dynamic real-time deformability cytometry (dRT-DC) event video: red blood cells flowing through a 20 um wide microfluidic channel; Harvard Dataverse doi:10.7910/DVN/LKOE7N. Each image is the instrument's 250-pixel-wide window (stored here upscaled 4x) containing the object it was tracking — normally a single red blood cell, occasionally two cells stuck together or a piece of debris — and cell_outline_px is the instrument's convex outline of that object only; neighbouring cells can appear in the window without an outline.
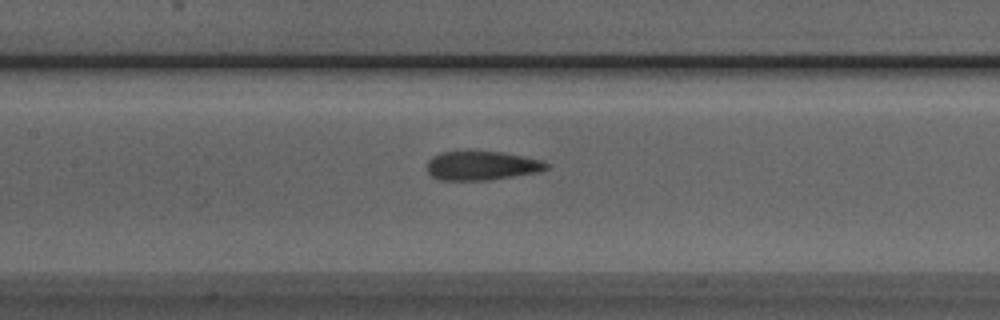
{"species": "Egyptian fruit bat (a non-hibernating species)", "species_latin": "Rousettus aegyptiacus", "temperature_condition": "room temperature", "stored_images_in_passage": 36, "camera_frame_rate_fps": 3000, "um_per_image_px": 0.085, "animal": {"sex": "male"}, "frame": {"image": 1, "passage_image": 11, "time_ms": 3.333, "image_size_px": [1000, 320], "cell_outline_px": [[548, 168], [540, 172], [488, 180], [440, 180], [432, 176], [428, 172], [428, 160], [432, 156], [440, 152], [504, 152], [540, 160], [548, 164]], "centroid_in_image_um": [40.94, 14.09], "position_along_channel_um": 166.5, "area_um2": 20.0}}
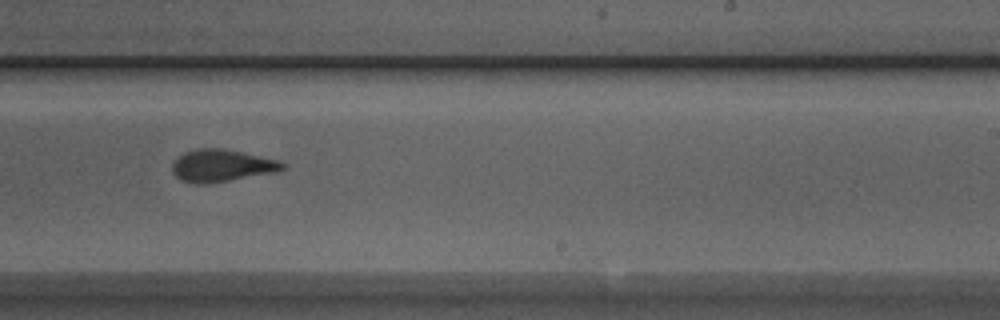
{"frame": {"image": 2, "passage_image": 19, "time_ms": 6.0, "image_size_px": [1000, 320], "cell_outline_px": [[284, 168], [276, 172], [204, 184], [196, 184], [180, 180], [172, 172], [172, 164], [184, 152], [200, 148], [220, 148], [280, 160], [284, 164]], "centroid_in_image_um": [18.82, 14.08], "position_along_channel_um": 270.2, "area_um2": 20.4}}
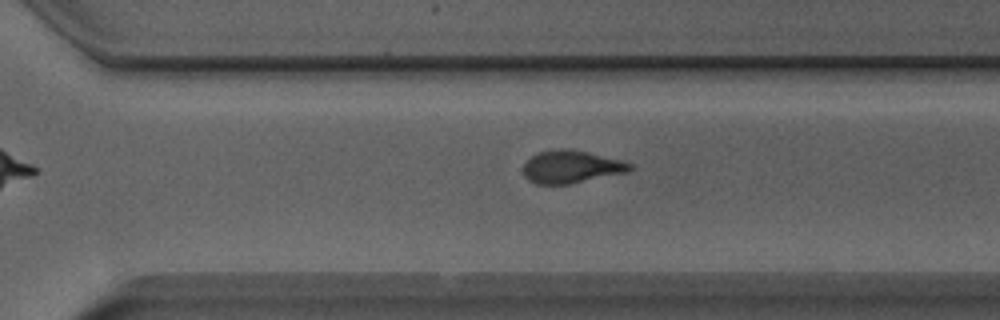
{"frame": {"image": 3, "passage_image": 23, "time_ms": 7.333, "image_size_px": [1000, 320], "cell_outline_px": [[632, 168], [628, 172], [568, 184], [536, 184], [528, 180], [524, 176], [524, 164], [532, 156], [540, 152], [556, 148], [572, 148], [624, 160], [632, 164]], "centroid_in_image_um": [48.58, 14.16], "position_along_channel_um": 322.0, "area_um2": 20.46}, "authors_computed_cell_mechanics": {"area_um2": 20.7502, "velocity_mm_per_s": 3.9021, "shape_relaxation_time_tau1_ms": null, "shape_relaxation_time_tau2_ms": 1.5232, "deformation_change_tau1": null, "deformation_change_tau2": 0.0803}}